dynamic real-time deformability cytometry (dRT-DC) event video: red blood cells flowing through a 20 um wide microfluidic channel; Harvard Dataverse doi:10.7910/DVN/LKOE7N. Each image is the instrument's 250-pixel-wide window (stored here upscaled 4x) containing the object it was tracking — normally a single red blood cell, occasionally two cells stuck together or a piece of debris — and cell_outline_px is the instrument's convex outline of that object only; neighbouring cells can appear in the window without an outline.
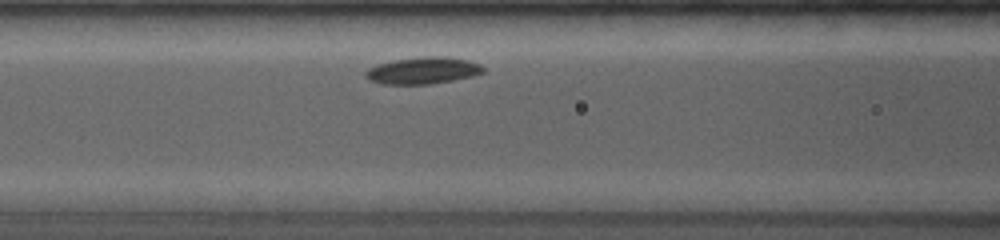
{"species": "common noctule bat (a hibernating species)", "species_latin": "Nyctalus noctula", "temperature_condition": "room temperature", "stored_images_in_passage": 17, "camera_frame_rate_fps": 4000, "um_per_image_px": 0.085, "animal": {"sex": "female", "body_mass_g": 19.0, "forearm_length_mm": 53.3}, "frame": {"image": 1, "passage_image": 8, "time_ms": 2.25, "image_size_px": [1000, 240], "cell_outline_px": [[484, 72], [472, 76], [432, 84], [384, 84], [368, 80], [364, 76], [364, 72], [368, 68], [380, 64], [396, 60], [424, 56], [448, 56], [468, 60], [480, 64], [484, 68]], "centroid_in_image_um": [35.95, 5.99], "position_along_channel_um": 130.6, "area_um2": 18.38}}